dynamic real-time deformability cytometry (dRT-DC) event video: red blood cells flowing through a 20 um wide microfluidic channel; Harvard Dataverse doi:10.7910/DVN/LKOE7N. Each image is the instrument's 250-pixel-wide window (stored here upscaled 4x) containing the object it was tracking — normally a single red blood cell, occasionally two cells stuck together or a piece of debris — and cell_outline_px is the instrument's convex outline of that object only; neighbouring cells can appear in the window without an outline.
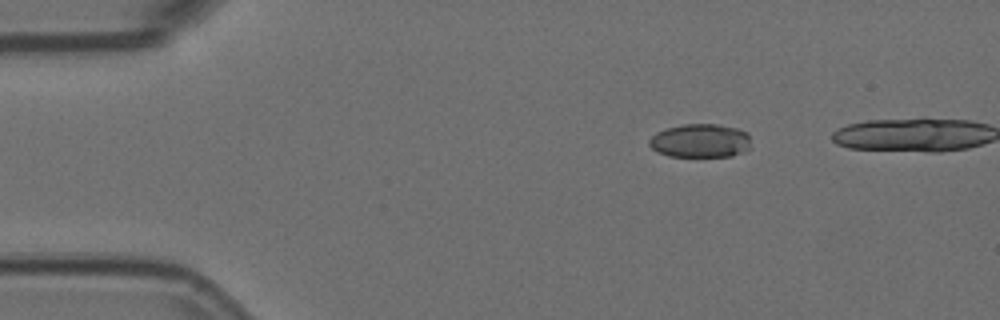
{"species": "Egyptian fruit bat (a non-hibernating species)", "species_latin": "Rousettus aegyptiacus", "temperature_condition": "room temperature", "stored_images_in_passage": 2, "camera_frame_rate_fps": 3000, "um_per_image_px": 0.085, "animal": {"sex": "female"}, "frame": {"image": 1, "passage_image": 2, "time_ms": 0.333, "image_size_px": [1000, 320], "cell_outline_px": [[748, 148], [744, 152], [732, 156], [668, 156], [656, 152], [648, 144], [648, 140], [656, 132], [668, 128], [684, 124], [716, 124], [736, 128], [748, 132]], "centroid_in_image_um": [59.49, 11.96], "position_along_channel_um": 25.5, "area_um2": 19.88}}